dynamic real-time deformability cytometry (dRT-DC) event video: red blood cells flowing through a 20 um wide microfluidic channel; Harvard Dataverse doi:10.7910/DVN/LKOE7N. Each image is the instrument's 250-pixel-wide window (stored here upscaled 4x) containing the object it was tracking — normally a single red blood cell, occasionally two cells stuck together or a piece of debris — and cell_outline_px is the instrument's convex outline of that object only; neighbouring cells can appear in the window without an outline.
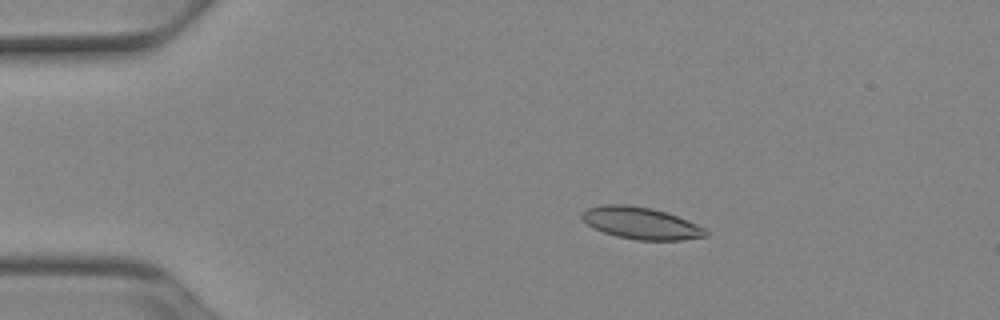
{"species": "Egyptian fruit bat (a non-hibernating species)", "species_latin": "Rousettus aegyptiacus", "temperature_condition": "cold", "stored_images_in_passage": 51, "camera_frame_rate_fps": 3000, "um_per_image_px": 0.085, "animal": {"sex": "female"}, "frame": {"image": 1, "passage_image": 9, "time_ms": 2.667, "image_size_px": [1000, 320], "cell_outline_px": [[708, 236], [684, 240], [636, 240], [616, 236], [604, 232], [588, 224], [580, 216], [588, 208], [604, 204], [628, 204], [652, 208], [668, 212], [696, 224], [704, 228], [708, 232]], "centroid_in_image_um": [54.51, 18.96], "position_along_channel_um": 30.5, "area_um2": 23.0}}
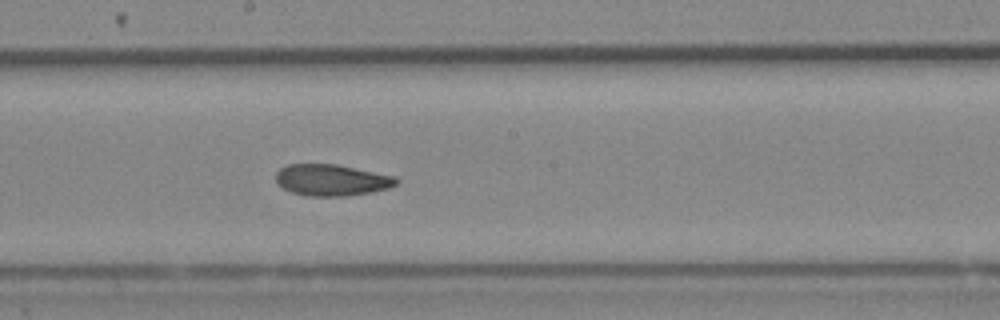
{"frame": {"image": 2, "passage_image": 28, "time_ms": 9.0, "image_size_px": [1000, 320], "cell_outline_px": [[400, 180], [396, 184], [388, 188], [372, 192], [344, 196], [308, 196], [292, 192], [276, 184], [276, 172], [280, 168], [288, 164], [336, 164], [396, 176]], "centroid_in_image_um": [28.19, 15.3], "position_along_channel_um": 220.0, "area_um2": 22.14}}
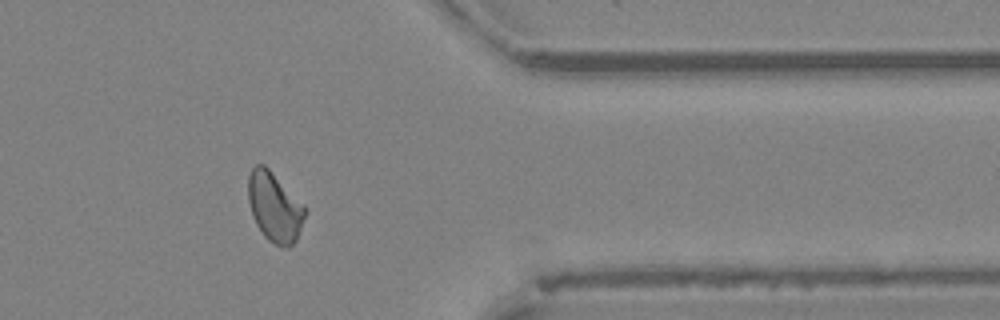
{"frame": {"image": 3, "passage_image": 42, "time_ms": 13.667, "image_size_px": [1000, 320], "cell_outline_px": [[304, 216], [296, 240], [288, 248], [276, 244], [268, 240], [264, 236], [256, 224], [252, 216], [248, 200], [248, 176], [252, 168], [256, 164], [264, 164], [304, 204]], "centroid_in_image_um": [23.31, 17.58], "position_along_channel_um": 388.1, "area_um2": 22.72}, "authors_computed_cell_mechanics": {"area_um2": 22.4264, "velocity_mm_per_s": 3.897, "shape_relaxation_time_tau1_ms": 5.6342, "shape_relaxation_time_tau2_ms": 3.4807, "deformation_change_tau1": 0.1302, "deformation_change_tau2": 0.0968}}